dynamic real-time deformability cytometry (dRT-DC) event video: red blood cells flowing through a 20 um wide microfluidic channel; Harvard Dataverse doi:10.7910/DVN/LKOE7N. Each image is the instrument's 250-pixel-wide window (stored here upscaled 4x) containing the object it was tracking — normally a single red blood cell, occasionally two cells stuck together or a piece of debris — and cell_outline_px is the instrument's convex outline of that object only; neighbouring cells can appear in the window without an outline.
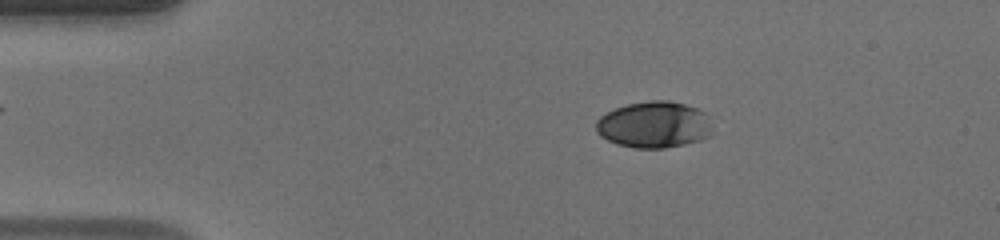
{"species": "human", "species_latin": "Homo sapiens", "temperature_condition": "warm", "stored_images_in_passage": 49, "camera_frame_rate_fps": 3000, "um_per_image_px": 0.085, "donor": {"sex": "male"}, "frame": {"image": 1, "passage_image": 9, "time_ms": 2.667, "image_size_px": [1000, 240], "cell_outline_px": [[708, 136], [700, 140], [684, 144], [664, 148], [636, 148], [616, 144], [600, 136], [596, 132], [596, 120], [600, 116], [616, 108], [628, 104], [652, 100], [668, 100], [684, 104], [696, 108], [704, 112], [708, 128]], "centroid_in_image_um": [55.51, 10.6], "position_along_channel_um": 29.5, "area_um2": 30.98}}
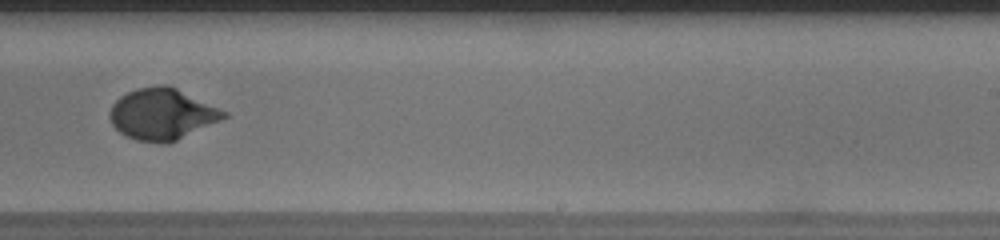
{"frame": {"image": 2, "passage_image": 31, "time_ms": 10.0, "image_size_px": [1000, 240], "cell_outline_px": [[228, 116], [220, 120], [168, 144], [160, 144], [136, 140], [120, 132], [112, 124], [108, 112], [112, 104], [120, 96], [136, 88], [160, 84], [168, 84], [228, 112]], "centroid_in_image_um": [13.76, 9.69], "position_along_channel_um": 275.2, "area_um2": 34.1}}
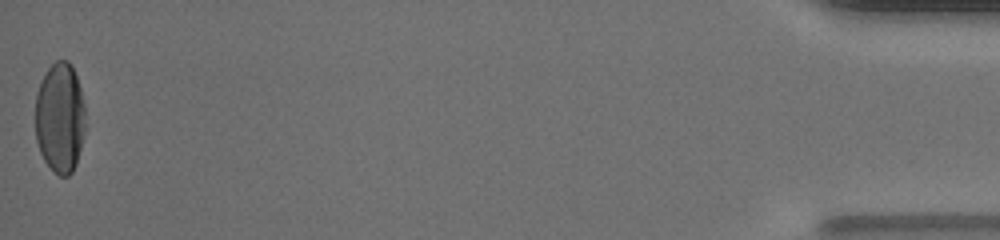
{"frame": {"image": 3, "passage_image": 49, "time_ms": 16.0, "image_size_px": [1000, 240], "cell_outline_px": [[84, 132], [76, 164], [72, 172], [68, 176], [60, 176], [44, 160], [40, 152], [36, 140], [36, 92], [48, 68], [56, 60], [68, 60], [72, 64], [80, 88], [84, 104]], "centroid_in_image_um": [5.09, 9.99], "position_along_channel_um": 430.1, "area_um2": 31.96}, "authors_computed_cell_mechanics": {"area_um2": 32.3102, "velocity_mm_per_s": 4.1891, "shape_relaxation_time_tau1_ms": 4.1882, "shape_relaxation_time_tau2_ms": null, "deformation_change_tau1": 0.2193, "deformation_change_tau2": null}}